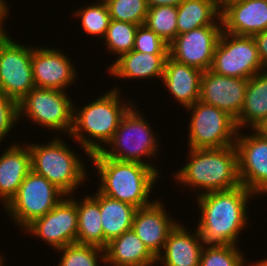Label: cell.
<instances>
[{"mask_svg":"<svg viewBox=\"0 0 267 266\" xmlns=\"http://www.w3.org/2000/svg\"><path fill=\"white\" fill-rule=\"evenodd\" d=\"M69 196L73 198L77 208V243L94 245L104 249V234L100 213V192L97 190L93 196L87 195L82 201H77L72 194Z\"/></svg>","mask_w":267,"mask_h":266,"instance_id":"d4e9b609","label":"cell"},{"mask_svg":"<svg viewBox=\"0 0 267 266\" xmlns=\"http://www.w3.org/2000/svg\"><path fill=\"white\" fill-rule=\"evenodd\" d=\"M165 204L154 200L151 205L135 211L132 229L148 249L157 257L164 249L169 232L178 223L165 212Z\"/></svg>","mask_w":267,"mask_h":266,"instance_id":"e0dca14e","label":"cell"},{"mask_svg":"<svg viewBox=\"0 0 267 266\" xmlns=\"http://www.w3.org/2000/svg\"><path fill=\"white\" fill-rule=\"evenodd\" d=\"M111 19L143 25L148 12L146 0H110L106 2Z\"/></svg>","mask_w":267,"mask_h":266,"instance_id":"d6a6232c","label":"cell"},{"mask_svg":"<svg viewBox=\"0 0 267 266\" xmlns=\"http://www.w3.org/2000/svg\"><path fill=\"white\" fill-rule=\"evenodd\" d=\"M203 26H222L216 0H183L177 6V35Z\"/></svg>","mask_w":267,"mask_h":266,"instance_id":"484cf974","label":"cell"},{"mask_svg":"<svg viewBox=\"0 0 267 266\" xmlns=\"http://www.w3.org/2000/svg\"><path fill=\"white\" fill-rule=\"evenodd\" d=\"M188 150V163L177 170L174 178L180 186H189L192 191L200 188V191L196 192V197L209 192L235 189L241 185L235 145Z\"/></svg>","mask_w":267,"mask_h":266,"instance_id":"3957f363","label":"cell"},{"mask_svg":"<svg viewBox=\"0 0 267 266\" xmlns=\"http://www.w3.org/2000/svg\"><path fill=\"white\" fill-rule=\"evenodd\" d=\"M252 133L237 132L238 174L241 185L263 196L267 194V137L258 129H252Z\"/></svg>","mask_w":267,"mask_h":266,"instance_id":"7c38bea8","label":"cell"},{"mask_svg":"<svg viewBox=\"0 0 267 266\" xmlns=\"http://www.w3.org/2000/svg\"><path fill=\"white\" fill-rule=\"evenodd\" d=\"M204 246L205 244L196 228L191 233L178 221L169 232L164 249L157 256L156 265L200 266V257Z\"/></svg>","mask_w":267,"mask_h":266,"instance_id":"d6986e66","label":"cell"},{"mask_svg":"<svg viewBox=\"0 0 267 266\" xmlns=\"http://www.w3.org/2000/svg\"><path fill=\"white\" fill-rule=\"evenodd\" d=\"M65 196L57 186L31 170L4 210L23 230L50 212Z\"/></svg>","mask_w":267,"mask_h":266,"instance_id":"52a82bcc","label":"cell"},{"mask_svg":"<svg viewBox=\"0 0 267 266\" xmlns=\"http://www.w3.org/2000/svg\"><path fill=\"white\" fill-rule=\"evenodd\" d=\"M248 79L233 78L203 71L200 83L199 101L227 112L235 120L244 104Z\"/></svg>","mask_w":267,"mask_h":266,"instance_id":"2e32d148","label":"cell"},{"mask_svg":"<svg viewBox=\"0 0 267 266\" xmlns=\"http://www.w3.org/2000/svg\"><path fill=\"white\" fill-rule=\"evenodd\" d=\"M226 33L253 36L267 30V0H241L221 11Z\"/></svg>","mask_w":267,"mask_h":266,"instance_id":"ac0fdd59","label":"cell"},{"mask_svg":"<svg viewBox=\"0 0 267 266\" xmlns=\"http://www.w3.org/2000/svg\"><path fill=\"white\" fill-rule=\"evenodd\" d=\"M27 145L31 155V170L45 177L66 195L73 194L87 179L86 165L79 154L69 149L58 136L47 144Z\"/></svg>","mask_w":267,"mask_h":266,"instance_id":"5b68a950","label":"cell"},{"mask_svg":"<svg viewBox=\"0 0 267 266\" xmlns=\"http://www.w3.org/2000/svg\"><path fill=\"white\" fill-rule=\"evenodd\" d=\"M57 250L63 254L57 266H99L101 260L102 264L106 260L105 249L94 245L76 242Z\"/></svg>","mask_w":267,"mask_h":266,"instance_id":"83f0119b","label":"cell"},{"mask_svg":"<svg viewBox=\"0 0 267 266\" xmlns=\"http://www.w3.org/2000/svg\"><path fill=\"white\" fill-rule=\"evenodd\" d=\"M4 265V256L0 255V266Z\"/></svg>","mask_w":267,"mask_h":266,"instance_id":"b9f144b4","label":"cell"},{"mask_svg":"<svg viewBox=\"0 0 267 266\" xmlns=\"http://www.w3.org/2000/svg\"><path fill=\"white\" fill-rule=\"evenodd\" d=\"M119 92L120 89L114 87L81 108L77 109L74 105L70 137L79 142L78 144L89 157L106 147L124 115L134 105L133 101L131 103L127 99L121 101Z\"/></svg>","mask_w":267,"mask_h":266,"instance_id":"277c9868","label":"cell"},{"mask_svg":"<svg viewBox=\"0 0 267 266\" xmlns=\"http://www.w3.org/2000/svg\"><path fill=\"white\" fill-rule=\"evenodd\" d=\"M241 1V0H216V4L220 11H222L225 7H227L229 4Z\"/></svg>","mask_w":267,"mask_h":266,"instance_id":"f35d334b","label":"cell"},{"mask_svg":"<svg viewBox=\"0 0 267 266\" xmlns=\"http://www.w3.org/2000/svg\"><path fill=\"white\" fill-rule=\"evenodd\" d=\"M32 47L17 43L11 36L0 39V92L20 102L35 87Z\"/></svg>","mask_w":267,"mask_h":266,"instance_id":"8fae6325","label":"cell"},{"mask_svg":"<svg viewBox=\"0 0 267 266\" xmlns=\"http://www.w3.org/2000/svg\"><path fill=\"white\" fill-rule=\"evenodd\" d=\"M202 73L201 69L177 62L168 56L161 81L172 97L187 108L199 101Z\"/></svg>","mask_w":267,"mask_h":266,"instance_id":"44dd1931","label":"cell"},{"mask_svg":"<svg viewBox=\"0 0 267 266\" xmlns=\"http://www.w3.org/2000/svg\"><path fill=\"white\" fill-rule=\"evenodd\" d=\"M30 171L31 155L28 145L12 143L0 154V203H3L2 207H5L16 195Z\"/></svg>","mask_w":267,"mask_h":266,"instance_id":"ffe728a7","label":"cell"},{"mask_svg":"<svg viewBox=\"0 0 267 266\" xmlns=\"http://www.w3.org/2000/svg\"><path fill=\"white\" fill-rule=\"evenodd\" d=\"M169 54H150L130 51L116 58L109 68L110 75L121 79L160 78L164 73L165 62Z\"/></svg>","mask_w":267,"mask_h":266,"instance_id":"603a6c76","label":"cell"},{"mask_svg":"<svg viewBox=\"0 0 267 266\" xmlns=\"http://www.w3.org/2000/svg\"><path fill=\"white\" fill-rule=\"evenodd\" d=\"M90 161L99 175L98 191L115 200L138 208L151 205L149 199L154 183L159 179L154 167L130 161H119L105 157L101 152L92 154ZM152 189V190H151Z\"/></svg>","mask_w":267,"mask_h":266,"instance_id":"7a4b0ae2","label":"cell"},{"mask_svg":"<svg viewBox=\"0 0 267 266\" xmlns=\"http://www.w3.org/2000/svg\"><path fill=\"white\" fill-rule=\"evenodd\" d=\"M248 265H251V266H267V257L265 259H262L258 262H254V265H253V262L252 264H248Z\"/></svg>","mask_w":267,"mask_h":266,"instance_id":"ab89813d","label":"cell"},{"mask_svg":"<svg viewBox=\"0 0 267 266\" xmlns=\"http://www.w3.org/2000/svg\"><path fill=\"white\" fill-rule=\"evenodd\" d=\"M28 234L41 238L55 251L77 242V208L69 195L65 196L50 212L35 219L25 229Z\"/></svg>","mask_w":267,"mask_h":266,"instance_id":"4fadbf2b","label":"cell"},{"mask_svg":"<svg viewBox=\"0 0 267 266\" xmlns=\"http://www.w3.org/2000/svg\"><path fill=\"white\" fill-rule=\"evenodd\" d=\"M258 130L267 137V121Z\"/></svg>","mask_w":267,"mask_h":266,"instance_id":"60d3db41","label":"cell"},{"mask_svg":"<svg viewBox=\"0 0 267 266\" xmlns=\"http://www.w3.org/2000/svg\"><path fill=\"white\" fill-rule=\"evenodd\" d=\"M60 49L32 47V73L35 87L67 91L78 72Z\"/></svg>","mask_w":267,"mask_h":266,"instance_id":"9a60e30c","label":"cell"},{"mask_svg":"<svg viewBox=\"0 0 267 266\" xmlns=\"http://www.w3.org/2000/svg\"><path fill=\"white\" fill-rule=\"evenodd\" d=\"M168 46L169 44L166 41L145 24L138 25L133 47L134 51L150 54H169Z\"/></svg>","mask_w":267,"mask_h":266,"instance_id":"836d02e7","label":"cell"},{"mask_svg":"<svg viewBox=\"0 0 267 266\" xmlns=\"http://www.w3.org/2000/svg\"><path fill=\"white\" fill-rule=\"evenodd\" d=\"M210 70L222 76L249 79L267 69L260 60L252 36L222 31Z\"/></svg>","mask_w":267,"mask_h":266,"instance_id":"30bf717a","label":"cell"},{"mask_svg":"<svg viewBox=\"0 0 267 266\" xmlns=\"http://www.w3.org/2000/svg\"><path fill=\"white\" fill-rule=\"evenodd\" d=\"M74 15L81 20V27L88 35L104 38L111 21L108 7L104 2H95V4L86 5L74 11Z\"/></svg>","mask_w":267,"mask_h":266,"instance_id":"4dcf8cb0","label":"cell"},{"mask_svg":"<svg viewBox=\"0 0 267 266\" xmlns=\"http://www.w3.org/2000/svg\"><path fill=\"white\" fill-rule=\"evenodd\" d=\"M136 207L109 198L100 193L101 224L104 234V249L114 238L132 229Z\"/></svg>","mask_w":267,"mask_h":266,"instance_id":"4316f807","label":"cell"},{"mask_svg":"<svg viewBox=\"0 0 267 266\" xmlns=\"http://www.w3.org/2000/svg\"><path fill=\"white\" fill-rule=\"evenodd\" d=\"M105 264L113 266H157V257L133 229L112 239L105 248Z\"/></svg>","mask_w":267,"mask_h":266,"instance_id":"7402d4cb","label":"cell"},{"mask_svg":"<svg viewBox=\"0 0 267 266\" xmlns=\"http://www.w3.org/2000/svg\"><path fill=\"white\" fill-rule=\"evenodd\" d=\"M136 103L127 111L111 141L100 152L105 156L119 161L139 162L154 167L145 158L152 159L159 154V141L151 129L150 121L137 110ZM109 147V148H108ZM145 157V158H142ZM143 159V160H142Z\"/></svg>","mask_w":267,"mask_h":266,"instance_id":"8992f818","label":"cell"},{"mask_svg":"<svg viewBox=\"0 0 267 266\" xmlns=\"http://www.w3.org/2000/svg\"><path fill=\"white\" fill-rule=\"evenodd\" d=\"M255 195L243 185L231 190L209 192L195 197L200 208L196 229L205 245H237L249 223L248 201Z\"/></svg>","mask_w":267,"mask_h":266,"instance_id":"6da1fadb","label":"cell"},{"mask_svg":"<svg viewBox=\"0 0 267 266\" xmlns=\"http://www.w3.org/2000/svg\"><path fill=\"white\" fill-rule=\"evenodd\" d=\"M138 25L116 21L111 19L106 34L104 36L105 45L110 53L119 58L123 54H126L133 50L135 35Z\"/></svg>","mask_w":267,"mask_h":266,"instance_id":"f546056e","label":"cell"},{"mask_svg":"<svg viewBox=\"0 0 267 266\" xmlns=\"http://www.w3.org/2000/svg\"><path fill=\"white\" fill-rule=\"evenodd\" d=\"M98 1L106 3V2H108L110 0H98Z\"/></svg>","mask_w":267,"mask_h":266,"instance_id":"7bdbcfd3","label":"cell"},{"mask_svg":"<svg viewBox=\"0 0 267 266\" xmlns=\"http://www.w3.org/2000/svg\"><path fill=\"white\" fill-rule=\"evenodd\" d=\"M19 122L18 102L0 92V142Z\"/></svg>","mask_w":267,"mask_h":266,"instance_id":"e575fe53","label":"cell"},{"mask_svg":"<svg viewBox=\"0 0 267 266\" xmlns=\"http://www.w3.org/2000/svg\"><path fill=\"white\" fill-rule=\"evenodd\" d=\"M267 121V70L248 79L244 104L235 120L238 130L258 129ZM248 124V125H247Z\"/></svg>","mask_w":267,"mask_h":266,"instance_id":"cb8c5ba5","label":"cell"},{"mask_svg":"<svg viewBox=\"0 0 267 266\" xmlns=\"http://www.w3.org/2000/svg\"><path fill=\"white\" fill-rule=\"evenodd\" d=\"M191 111L188 148L208 149L235 145L238 132L235 119L219 108L196 101Z\"/></svg>","mask_w":267,"mask_h":266,"instance_id":"9c48e42d","label":"cell"},{"mask_svg":"<svg viewBox=\"0 0 267 266\" xmlns=\"http://www.w3.org/2000/svg\"><path fill=\"white\" fill-rule=\"evenodd\" d=\"M144 24L170 44L177 36V7H149Z\"/></svg>","mask_w":267,"mask_h":266,"instance_id":"f1b7e54d","label":"cell"},{"mask_svg":"<svg viewBox=\"0 0 267 266\" xmlns=\"http://www.w3.org/2000/svg\"><path fill=\"white\" fill-rule=\"evenodd\" d=\"M257 46L258 54L263 66L267 69V30L252 36Z\"/></svg>","mask_w":267,"mask_h":266,"instance_id":"d590c367","label":"cell"},{"mask_svg":"<svg viewBox=\"0 0 267 266\" xmlns=\"http://www.w3.org/2000/svg\"><path fill=\"white\" fill-rule=\"evenodd\" d=\"M223 31L222 26H203L177 35L169 44V56L177 62L206 71Z\"/></svg>","mask_w":267,"mask_h":266,"instance_id":"5bb4252c","label":"cell"},{"mask_svg":"<svg viewBox=\"0 0 267 266\" xmlns=\"http://www.w3.org/2000/svg\"><path fill=\"white\" fill-rule=\"evenodd\" d=\"M238 245H205L200 266H246L243 252Z\"/></svg>","mask_w":267,"mask_h":266,"instance_id":"1f68e13d","label":"cell"},{"mask_svg":"<svg viewBox=\"0 0 267 266\" xmlns=\"http://www.w3.org/2000/svg\"><path fill=\"white\" fill-rule=\"evenodd\" d=\"M18 110L19 119L25 114L37 126L71 134L74 103L65 91L34 87L18 102Z\"/></svg>","mask_w":267,"mask_h":266,"instance_id":"ba28073f","label":"cell"},{"mask_svg":"<svg viewBox=\"0 0 267 266\" xmlns=\"http://www.w3.org/2000/svg\"><path fill=\"white\" fill-rule=\"evenodd\" d=\"M183 0H146L148 7H157V6H174L177 7Z\"/></svg>","mask_w":267,"mask_h":266,"instance_id":"74e56055","label":"cell"},{"mask_svg":"<svg viewBox=\"0 0 267 266\" xmlns=\"http://www.w3.org/2000/svg\"><path fill=\"white\" fill-rule=\"evenodd\" d=\"M8 4L5 2V0H0V36L5 37L8 36V32L4 30V19L7 18V15L10 14L9 12ZM3 25V26H2Z\"/></svg>","mask_w":267,"mask_h":266,"instance_id":"8d00e7d4","label":"cell"}]
</instances>
